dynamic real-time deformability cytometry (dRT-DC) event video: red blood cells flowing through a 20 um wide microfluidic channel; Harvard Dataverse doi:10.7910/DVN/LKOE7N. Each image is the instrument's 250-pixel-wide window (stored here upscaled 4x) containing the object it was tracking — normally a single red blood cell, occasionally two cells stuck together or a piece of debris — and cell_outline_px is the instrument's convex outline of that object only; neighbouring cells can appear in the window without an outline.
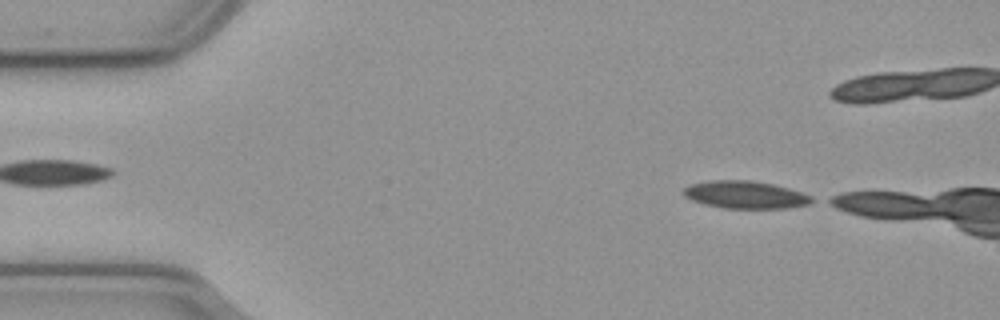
{"species": "common noctule bat (a hibernating species)", "species_latin": "Nyctalus noctula", "temperature_condition": "cold", "stored_images_in_passage": 8, "camera_frame_rate_fps": 3000, "um_per_image_px": 0.085, "animal": {"sex": "male", "body_mass_g": 23.1, "forearm_length_mm": 52.7}, "frame": {"image": 1, "passage_image": 1, "time_ms": 0.0, "image_size_px": [1000, 320], "cell_outline_px": [[816, 200], [808, 204], [788, 208], [724, 208], [704, 204], [692, 200], [684, 196], [684, 188], [692, 184], [712, 180], [748, 180], [772, 184], [788, 188], [812, 196]], "centroid_in_image_um": [63.37, 16.56], "position_along_channel_um": 21.6, "area_um2": 20.4}}